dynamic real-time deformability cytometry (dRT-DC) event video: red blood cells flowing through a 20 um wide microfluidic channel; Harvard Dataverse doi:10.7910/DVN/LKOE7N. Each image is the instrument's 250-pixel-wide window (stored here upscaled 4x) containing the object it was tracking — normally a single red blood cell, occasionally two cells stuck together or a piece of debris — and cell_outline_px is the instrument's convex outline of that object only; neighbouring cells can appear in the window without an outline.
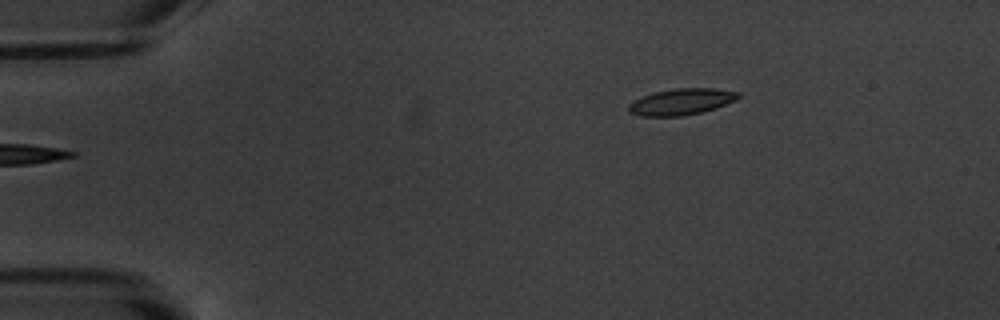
{"species": "common noctule bat (a hibernating species)", "species_latin": "Nyctalus noctula", "temperature_condition": "warm", "stored_images_in_passage": 2, "camera_frame_rate_fps": 3000, "um_per_image_px": 0.085, "animal": {"sex": "male", "body_mass_g": 20.1, "forearm_length_mm": 53.5}, "frame": {"image": 1, "passage_image": 2, "time_ms": 2.0, "image_size_px": [1000, 320], "cell_outline_px": [[740, 96], [736, 100], [716, 108], [684, 116], [640, 116], [628, 112], [628, 104], [644, 96], [656, 92], [676, 88], [712, 88], [740, 92]], "centroid_in_image_um": [57.93, 8.65], "position_along_channel_um": 27.1, "area_um2": 16.7}}